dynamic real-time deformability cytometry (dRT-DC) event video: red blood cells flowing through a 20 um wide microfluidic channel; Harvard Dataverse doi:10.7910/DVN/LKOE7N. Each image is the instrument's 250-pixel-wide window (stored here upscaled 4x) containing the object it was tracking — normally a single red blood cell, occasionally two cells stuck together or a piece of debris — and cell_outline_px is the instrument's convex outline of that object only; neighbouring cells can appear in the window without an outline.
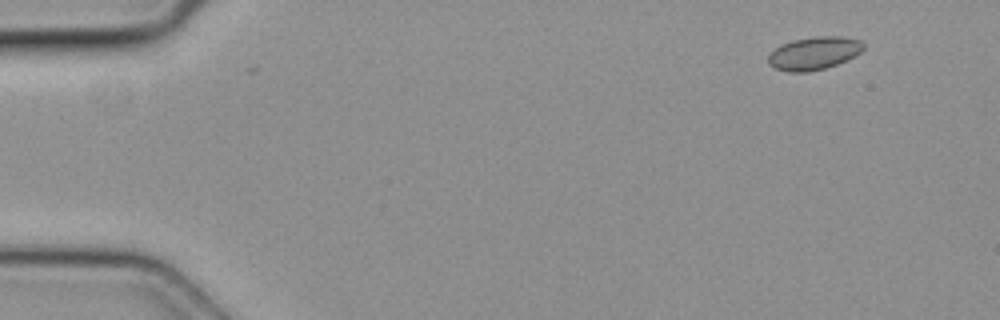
{"species": "common noctule bat (a hibernating species)", "species_latin": "Nyctalus noctula", "temperature_condition": "cold", "stored_images_in_passage": 5, "camera_frame_rate_fps": 3000, "um_per_image_px": 0.085, "animal": {"sex": "female", "body_mass_g": 19.3, "forearm_length_mm": 54.1}, "frame": {"image": 1, "passage_image": 1, "time_ms": 0.0, "image_size_px": [1000, 320], "cell_outline_px": [[864, 48], [860, 52], [836, 64], [824, 68], [808, 72], [788, 72], [776, 68], [768, 64], [768, 56], [780, 44], [792, 40], [816, 36], [840, 36], [860, 40], [864, 44]], "centroid_in_image_um": [69.16, 4.51], "position_along_channel_um": 15.8, "area_um2": 18.09}}